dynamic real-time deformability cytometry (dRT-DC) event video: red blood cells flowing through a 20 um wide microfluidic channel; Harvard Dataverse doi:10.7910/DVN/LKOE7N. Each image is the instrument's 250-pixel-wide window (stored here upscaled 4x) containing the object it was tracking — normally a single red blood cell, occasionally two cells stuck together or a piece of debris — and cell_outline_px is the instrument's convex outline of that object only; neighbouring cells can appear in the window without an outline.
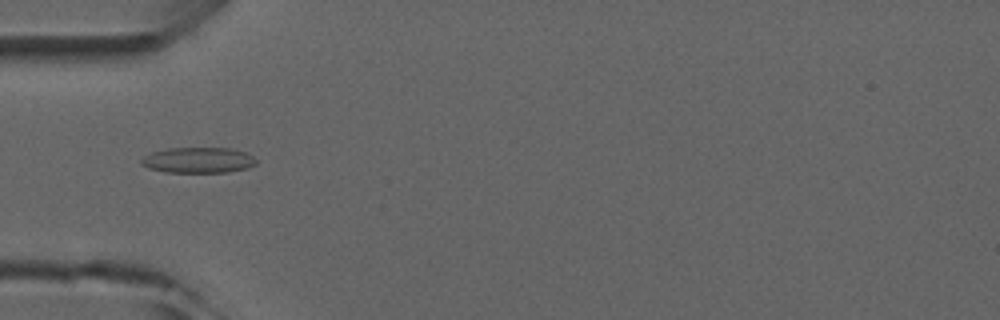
{"species": "common noctule bat (a hibernating species)", "species_latin": "Nyctalus noctula", "temperature_condition": "room temperature", "stored_images_in_passage": 4, "camera_frame_rate_fps": 3000, "um_per_image_px": 0.085, "animal": {"sex": "male", "forearm_length_mm": 52.5}, "frame": {"image": 1, "passage_image": 3, "time_ms": 2.333, "image_size_px": [1000, 320], "cell_outline_px": [[256, 164], [248, 168], [228, 172], [164, 172], [148, 168], [140, 164], [140, 160], [144, 156], [152, 152], [168, 148], [232, 148], [248, 152], [256, 160]], "centroid_in_image_um": [16.86, 13.61], "position_along_channel_um": 68.1, "area_um2": 17.34}}
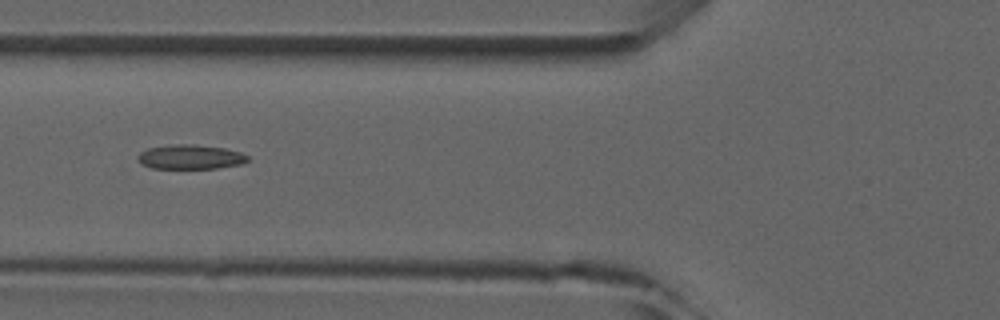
{"frame": {"image": 2, "passage_image": 4, "time_ms": 3.333, "image_size_px": [1000, 320], "cell_outline_px": [[248, 160], [244, 164], [216, 168], [152, 168], [140, 164], [136, 156], [140, 152], [148, 148], [172, 144], [196, 144], [224, 148], [240, 152], [248, 156]], "centroid_in_image_um": [16.17, 13.33], "position_along_channel_um": 109.6, "area_um2": 15.78}}